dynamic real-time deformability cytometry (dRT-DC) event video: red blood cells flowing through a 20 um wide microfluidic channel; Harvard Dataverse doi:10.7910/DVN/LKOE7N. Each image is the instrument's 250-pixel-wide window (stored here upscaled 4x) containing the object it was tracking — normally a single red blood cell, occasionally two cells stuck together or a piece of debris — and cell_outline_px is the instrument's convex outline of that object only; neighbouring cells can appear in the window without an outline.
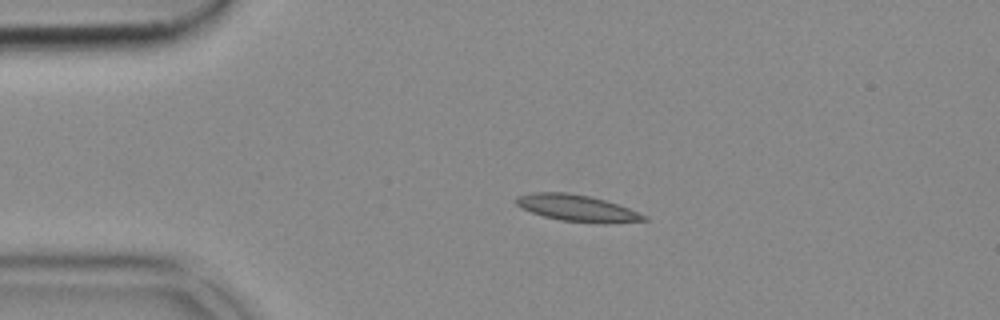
{"species": "common noctule bat (a hibernating species)", "species_latin": "Nyctalus noctula", "temperature_condition": "cold", "stored_images_in_passage": 43, "camera_frame_rate_fps": 3000, "um_per_image_px": 0.085, "animal": {"sex": "female", "body_mass_g": 18.4}, "frame": {"image": 1, "passage_image": 1, "time_ms": 0.0, "image_size_px": [1000, 320], "cell_outline_px": [[648, 220], [604, 224], [560, 220], [544, 216], [520, 208], [516, 204], [516, 196], [528, 192], [568, 192], [588, 196], [604, 200], [628, 208], [648, 216]], "centroid_in_image_um": [49.03, 17.69], "position_along_channel_um": 36.0, "area_um2": 19.83}}
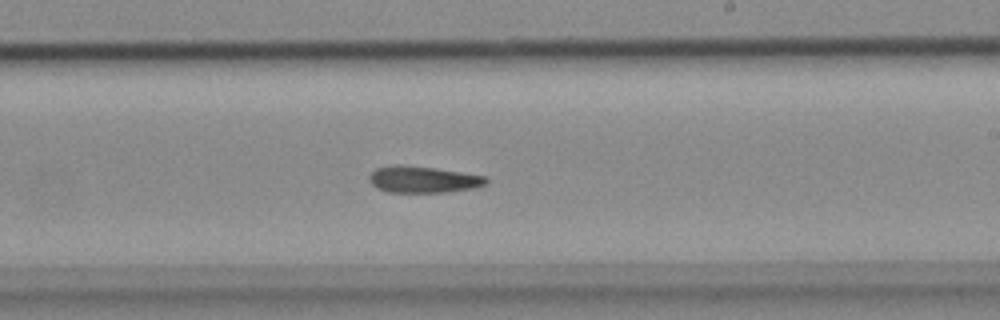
{"frame": {"image": 2, "passage_image": 21, "time_ms": 6.667, "image_size_px": [1000, 320], "cell_outline_px": [[488, 184], [476, 188], [448, 192], [388, 192], [376, 188], [368, 180], [368, 176], [376, 168], [396, 164], [400, 164], [436, 168], [488, 176]], "centroid_in_image_um": [36.0, 15.25], "position_along_channel_um": 253.0, "area_um2": 18.44}}
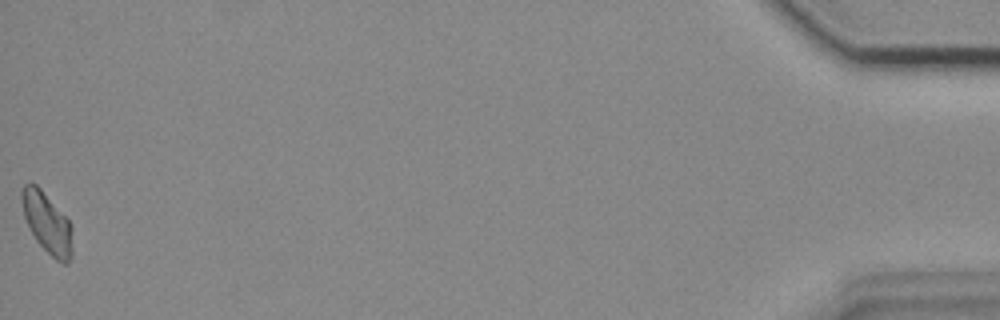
{"frame": {"image": 3, "passage_image": 43, "time_ms": 14.0, "image_size_px": [1000, 320], "cell_outline_px": [[72, 256], [68, 264], [64, 264], [56, 260], [36, 240], [24, 216], [20, 200], [20, 192], [24, 184], [32, 180], [40, 188], [72, 224]], "centroid_in_image_um": [4.0, 18.92], "position_along_channel_um": 431.2, "area_um2": 17.98}}